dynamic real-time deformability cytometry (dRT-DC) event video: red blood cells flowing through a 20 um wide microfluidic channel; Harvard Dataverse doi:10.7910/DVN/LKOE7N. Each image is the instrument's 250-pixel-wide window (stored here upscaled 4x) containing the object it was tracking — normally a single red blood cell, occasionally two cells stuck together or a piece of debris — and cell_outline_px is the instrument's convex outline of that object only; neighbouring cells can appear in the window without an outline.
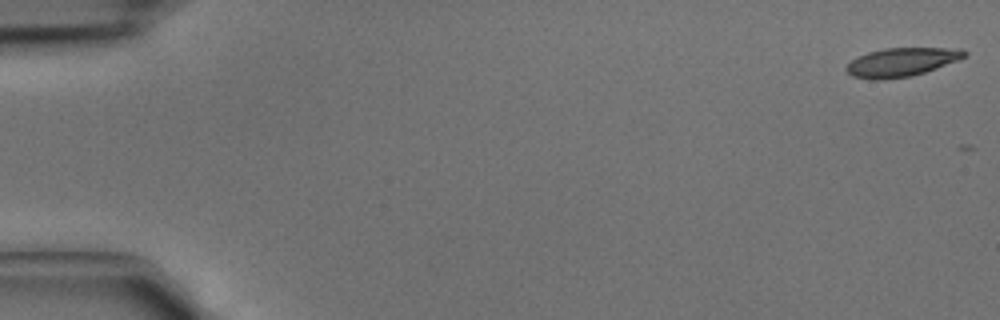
{"species": "common noctule bat (a hibernating species)", "species_latin": "Nyctalus noctula", "temperature_condition": "cold", "stored_images_in_passage": 13, "camera_frame_rate_fps": 3000, "um_per_image_px": 0.085, "animal": {"sex": "male", "body_mass_g": 15.6}, "frame": {"image": 1, "passage_image": 1, "time_ms": 0.0, "image_size_px": [1000, 320], "cell_outline_px": [[968, 56], [936, 68], [912, 76], [884, 80], [872, 80], [852, 76], [844, 68], [852, 60], [868, 52], [884, 48], [964, 48], [968, 52]], "centroid_in_image_um": [76.66, 5.28], "position_along_channel_um": 8.3, "area_um2": 19.83}}
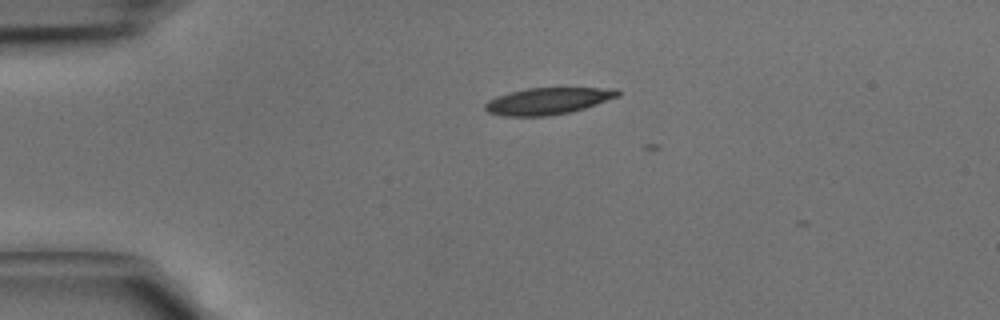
{"frame": {"image": 2, "passage_image": 10, "time_ms": 3.0, "image_size_px": [1000, 320], "cell_outline_px": [[620, 96], [572, 112], [548, 116], [504, 116], [488, 112], [484, 108], [484, 104], [488, 100], [496, 96], [528, 88], [616, 88], [620, 92]], "centroid_in_image_um": [46.57, 8.59], "position_along_channel_um": 38.4, "area_um2": 20.63}}